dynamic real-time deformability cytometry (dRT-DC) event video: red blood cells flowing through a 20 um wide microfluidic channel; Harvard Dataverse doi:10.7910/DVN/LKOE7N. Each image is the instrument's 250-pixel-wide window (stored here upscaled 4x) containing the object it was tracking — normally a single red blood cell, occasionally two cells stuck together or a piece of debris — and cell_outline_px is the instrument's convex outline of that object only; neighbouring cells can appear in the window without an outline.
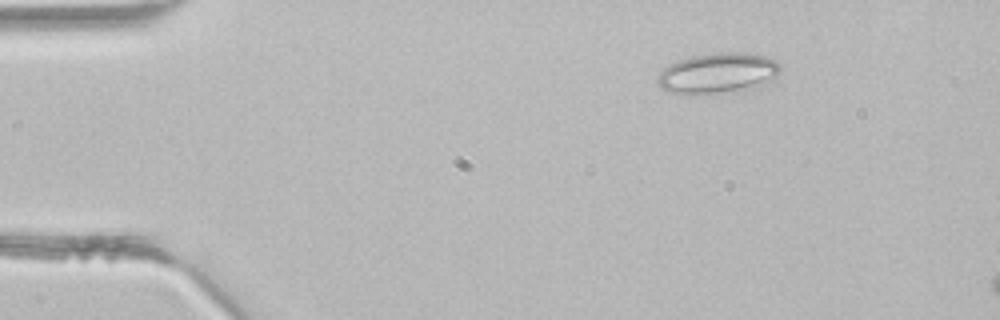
{"species": "common noctule bat (a hibernating species)", "species_latin": "Nyctalus noctula", "temperature_condition": "room temperature", "stored_images_in_passage": 3, "camera_frame_rate_fps": 3000, "um_per_image_px": 0.085, "animal": {"sex": "male", "body_mass_g": 21.5, "forearm_length_mm": 52.0}, "frame": {"image": 1, "passage_image": 1, "time_ms": 0.0, "image_size_px": [1000, 320], "cell_outline_px": [[780, 72], [776, 76], [760, 88], [720, 92], [672, 92], [660, 88], [656, 80], [660, 72], [668, 64], [692, 56], [716, 52], [744, 52], [764, 56], [776, 60], [780, 64]], "centroid_in_image_um": [61.07, 6.19], "position_along_channel_um": 23.9, "area_um2": 28.73}}